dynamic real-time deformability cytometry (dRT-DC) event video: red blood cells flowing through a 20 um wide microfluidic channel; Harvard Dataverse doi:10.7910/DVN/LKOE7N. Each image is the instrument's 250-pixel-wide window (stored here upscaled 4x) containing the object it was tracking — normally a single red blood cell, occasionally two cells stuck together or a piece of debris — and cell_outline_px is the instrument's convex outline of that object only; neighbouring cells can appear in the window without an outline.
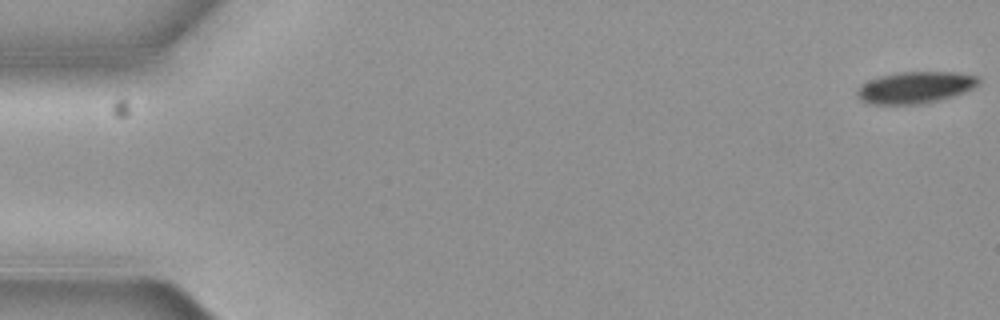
{"species": "common noctule bat (a hibernating species)", "species_latin": "Nyctalus noctula", "temperature_condition": "cold", "stored_images_in_passage": 2, "camera_frame_rate_fps": 3000, "um_per_image_px": 0.085, "animal": {"sex": "female", "body_mass_g": 19.3, "forearm_length_mm": 54.1}, "frame": {"image": 1, "passage_image": 2, "time_ms": 0.333, "image_size_px": [1000, 320], "cell_outline_px": [[980, 84], [964, 92], [952, 96], [920, 104], [868, 104], [860, 100], [856, 96], [856, 92], [860, 84], [868, 80], [880, 76], [896, 72], [956, 72], [980, 76]], "centroid_in_image_um": [77.77, 7.42], "position_along_channel_um": 7.2, "area_um2": 22.6}}